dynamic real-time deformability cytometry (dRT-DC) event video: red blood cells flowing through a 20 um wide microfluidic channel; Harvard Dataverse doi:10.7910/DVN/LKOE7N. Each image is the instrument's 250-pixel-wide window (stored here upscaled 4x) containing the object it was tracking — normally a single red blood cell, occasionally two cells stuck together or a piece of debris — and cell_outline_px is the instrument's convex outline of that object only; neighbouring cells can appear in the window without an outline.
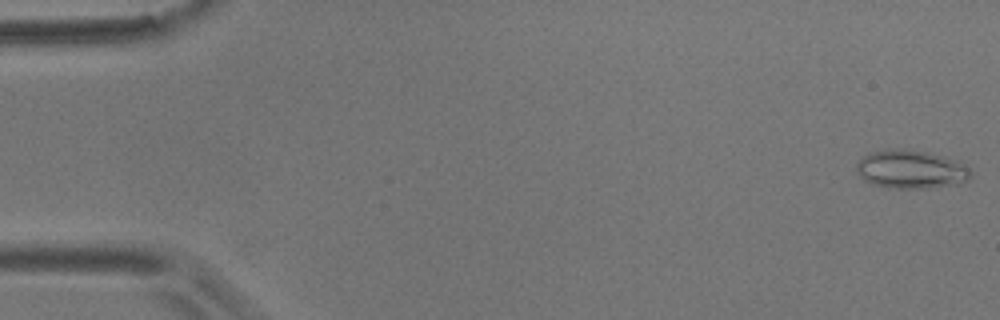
{"species": "common noctule bat (a hibernating species)", "species_latin": "Nyctalus noctula", "temperature_condition": "room temperature", "stored_images_in_passage": 56, "camera_frame_rate_fps": 3000, "um_per_image_px": 0.085, "animal": {"sex": "male", "body_mass_g": 17.9}, "frame": {"image": 1, "passage_image": 1, "time_ms": 0.0, "image_size_px": [1000, 320], "cell_outline_px": [[972, 176], [968, 180], [960, 184], [928, 188], [888, 188], [872, 184], [864, 180], [856, 172], [856, 164], [864, 156], [872, 152], [884, 148], [912, 148], [944, 156], [956, 160], [968, 168], [972, 172]], "centroid_in_image_um": [77.43, 14.38], "position_along_channel_um": 7.6, "area_um2": 26.13}}
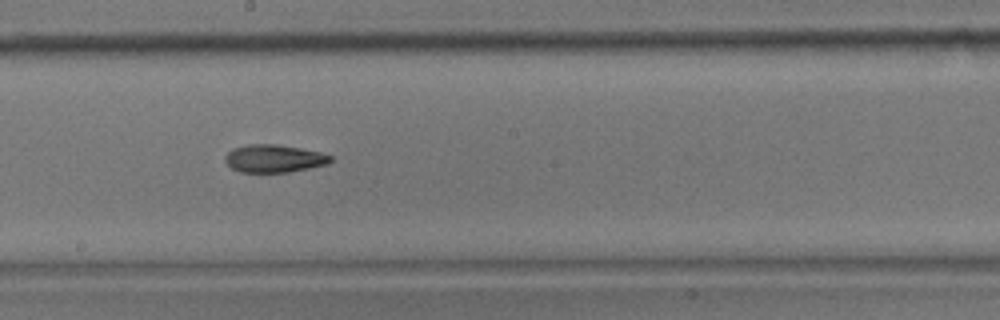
{"frame": {"image": 2, "passage_image": 31, "time_ms": 10.0, "image_size_px": [1000, 320], "cell_outline_px": [[332, 160], [328, 164], [288, 172], [240, 172], [232, 168], [224, 160], [224, 156], [232, 148], [248, 144], [276, 144], [300, 148], [320, 152], [332, 156]], "centroid_in_image_um": [23.27, 13.47], "position_along_channel_um": 224.9, "area_um2": 17.05}}
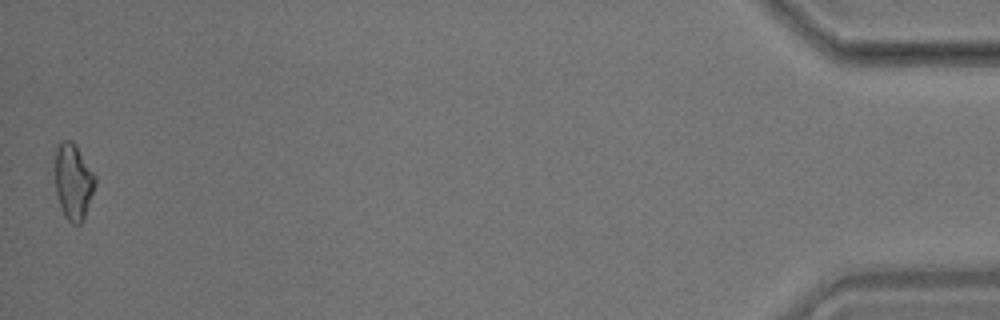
{"frame": {"image": 3, "passage_image": 56, "time_ms": 18.333, "image_size_px": [1000, 320], "cell_outline_px": [[96, 184], [84, 220], [80, 224], [72, 224], [64, 216], [56, 192], [56, 148], [64, 140], [72, 140], [76, 144], [96, 176]], "centroid_in_image_um": [6.26, 15.45], "position_along_channel_um": 428.9, "area_um2": 17.74}, "authors_computed_cell_mechanics": {"area_um2": 17.4556, "velocity_mm_per_s": 3.5481, "shape_relaxation_time_tau1_ms": null, "shape_relaxation_time_tau2_ms": 10.2309, "deformation_change_tau1": null, "deformation_change_tau2": 0.2069}}